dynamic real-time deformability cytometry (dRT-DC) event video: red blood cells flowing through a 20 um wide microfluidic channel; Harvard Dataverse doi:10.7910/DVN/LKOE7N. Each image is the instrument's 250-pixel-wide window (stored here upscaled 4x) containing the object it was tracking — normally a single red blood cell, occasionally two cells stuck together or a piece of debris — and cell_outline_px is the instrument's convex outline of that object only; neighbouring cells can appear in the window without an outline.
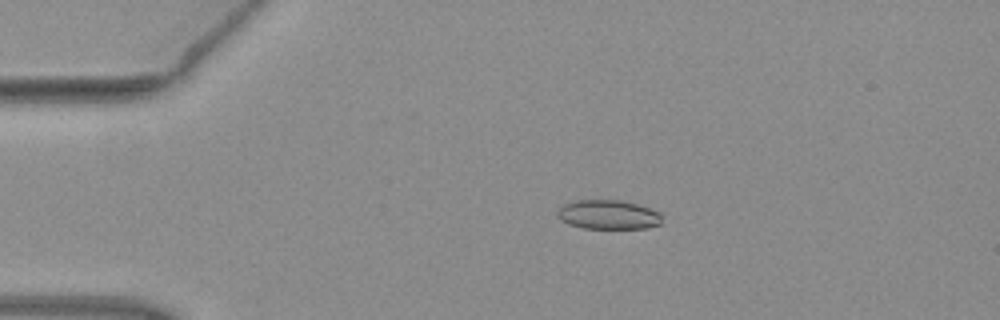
{"species": "common noctule bat (a hibernating species)", "species_latin": "Nyctalus noctula", "temperature_condition": "warm", "stored_images_in_passage": 4, "camera_frame_rate_fps": 3000, "um_per_image_px": 0.085, "animal": {"sex": "female", "body_mass_g": 19.3, "forearm_length_mm": 54.1}, "frame": {"image": 1, "passage_image": 2, "time_ms": 0.333, "image_size_px": [1000, 320], "cell_outline_px": [[660, 224], [648, 228], [584, 228], [568, 224], [560, 220], [556, 216], [556, 212], [564, 204], [576, 200], [620, 200], [636, 204], [660, 212]], "centroid_in_image_um": [51.66, 18.25], "position_along_channel_um": 33.3, "area_um2": 17.74}}